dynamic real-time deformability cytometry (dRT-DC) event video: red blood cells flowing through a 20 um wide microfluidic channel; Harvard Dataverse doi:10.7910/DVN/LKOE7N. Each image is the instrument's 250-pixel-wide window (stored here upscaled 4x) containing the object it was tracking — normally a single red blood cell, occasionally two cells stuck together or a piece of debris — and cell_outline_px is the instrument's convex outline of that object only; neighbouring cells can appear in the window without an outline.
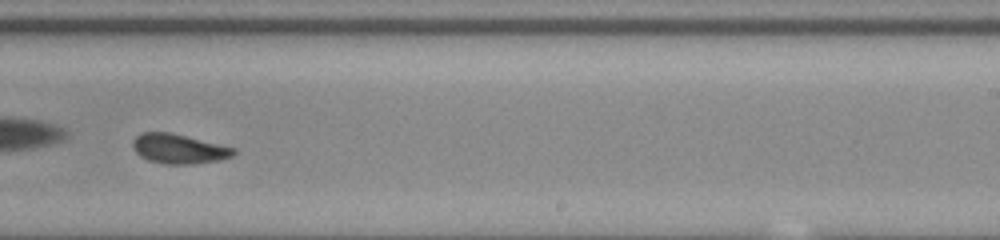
{"species": "common noctule bat (a hibernating species)", "species_latin": "Nyctalus noctula", "temperature_condition": "room temperature", "stored_images_in_passage": 43, "camera_frame_rate_fps": 3000, "um_per_image_px": 0.085, "animal": {"sex": "male", "body_mass_g": 20.0, "forearm_length_mm": 53.3}, "frame": {"image": 1, "passage_image": 25, "time_ms": 8.0, "image_size_px": [1000, 240], "cell_outline_px": [[236, 152], [232, 156], [220, 160], [192, 164], [164, 164], [148, 160], [140, 156], [132, 148], [132, 140], [140, 132], [172, 132], [236, 148]], "centroid_in_image_um": [15.18, 12.64], "position_along_channel_um": 273.8, "area_um2": 17.63}, "authors_computed_cell_mechanics": {"area_um2": 17.8602, "velocity_mm_per_s": 3.8976, "shape_relaxation_time_tau1_ms": 3.149, "shape_relaxation_time_tau2_ms": 1.1586, "deformation_change_tau1": 0.1042, "deformation_change_tau2": 0.0561}}